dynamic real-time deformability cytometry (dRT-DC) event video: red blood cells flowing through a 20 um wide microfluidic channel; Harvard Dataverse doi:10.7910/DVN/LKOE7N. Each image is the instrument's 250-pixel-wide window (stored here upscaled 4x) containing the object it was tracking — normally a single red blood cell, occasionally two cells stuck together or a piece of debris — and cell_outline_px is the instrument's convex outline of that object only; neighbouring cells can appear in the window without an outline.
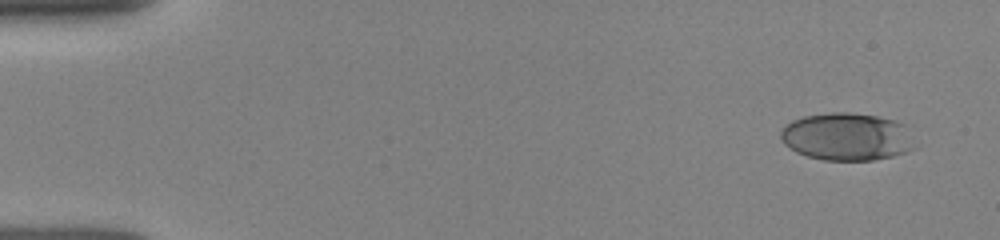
{"species": "human", "species_latin": "Homo sapiens", "temperature_condition": "room temperature", "stored_images_in_passage": 13, "camera_frame_rate_fps": 3000, "um_per_image_px": 0.085, "donor": {"sex": "female"}, "frame": {"image": 1, "passage_image": 1, "time_ms": 0.0, "image_size_px": [1000, 240], "cell_outline_px": [[916, 148], [892, 156], [872, 160], [824, 160], [808, 156], [796, 152], [784, 144], [780, 136], [780, 128], [792, 120], [804, 116], [832, 112], [848, 112], [876, 116], [896, 120], [904, 124]], "centroid_in_image_um": [71.95, 11.61], "position_along_channel_um": 13.0, "area_um2": 37.22}}
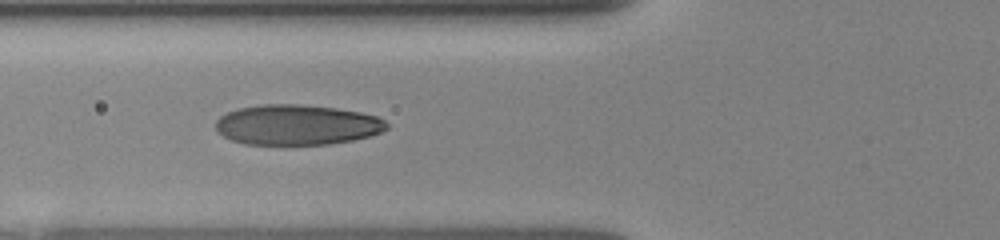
{"frame": {"image": 2, "passage_image": 6, "time_ms": 5.333, "image_size_px": [1000, 240], "cell_outline_px": [[388, 128], [380, 132], [368, 136], [352, 140], [328, 144], [244, 144], [232, 140], [216, 132], [216, 120], [220, 116], [228, 112], [240, 108], [260, 104], [300, 104], [332, 108], [360, 112], [376, 116], [384, 120], [388, 124]], "centroid_in_image_um": [25.21, 10.61], "position_along_channel_um": 100.6, "area_um2": 39.94}}
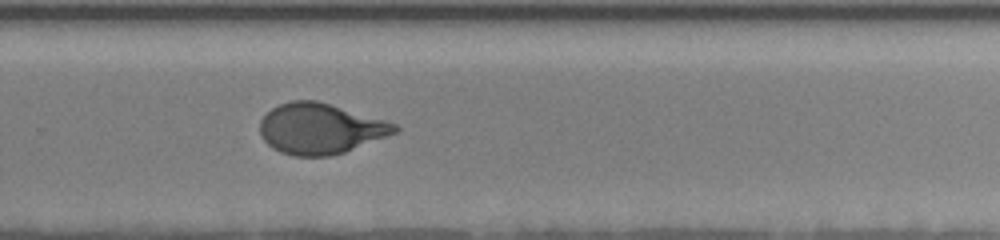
{"frame": {"image": 3, "passage_image": 13, "time_ms": 10.333, "image_size_px": [1000, 240], "cell_outline_px": [[400, 128], [396, 132], [344, 152], [328, 156], [296, 156], [280, 152], [272, 148], [260, 136], [260, 120], [272, 108], [280, 104], [292, 100], [316, 100], [388, 120], [396, 124]], "centroid_in_image_um": [27.21, 10.92], "position_along_channel_um": 302.6, "area_um2": 39.65}}